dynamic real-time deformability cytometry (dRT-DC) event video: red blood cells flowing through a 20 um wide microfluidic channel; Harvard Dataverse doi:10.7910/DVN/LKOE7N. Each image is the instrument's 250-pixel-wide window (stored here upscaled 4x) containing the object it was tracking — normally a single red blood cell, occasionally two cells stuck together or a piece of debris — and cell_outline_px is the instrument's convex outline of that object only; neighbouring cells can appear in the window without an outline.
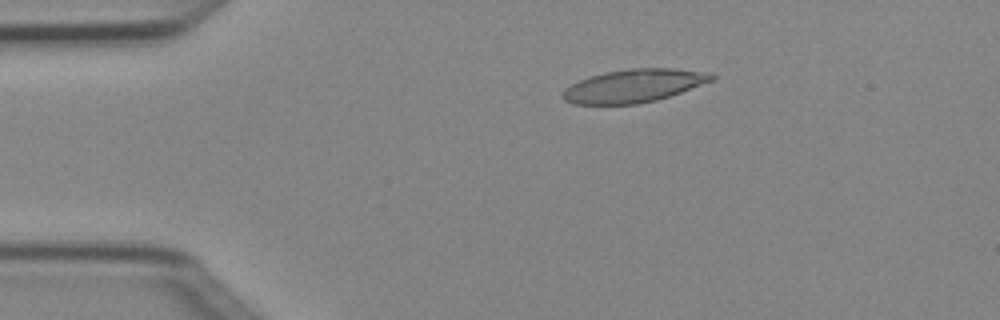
{"species": "Egyptian fruit bat (a non-hibernating species)", "species_latin": "Rousettus aegyptiacus", "temperature_condition": "cold", "stored_images_in_passage": 5, "camera_frame_rate_fps": 3000, "um_per_image_px": 0.085, "animal": {"sex": "female"}, "frame": {"image": 1, "passage_image": 3, "time_ms": 0.667, "image_size_px": [1000, 320], "cell_outline_px": [[716, 80], [656, 100], [636, 104], [576, 104], [564, 100], [560, 96], [564, 88], [588, 76], [604, 72], [628, 68], [676, 68], [712, 72], [716, 76]], "centroid_in_image_um": [53.9, 7.27], "position_along_channel_um": 31.1, "area_um2": 29.02}}
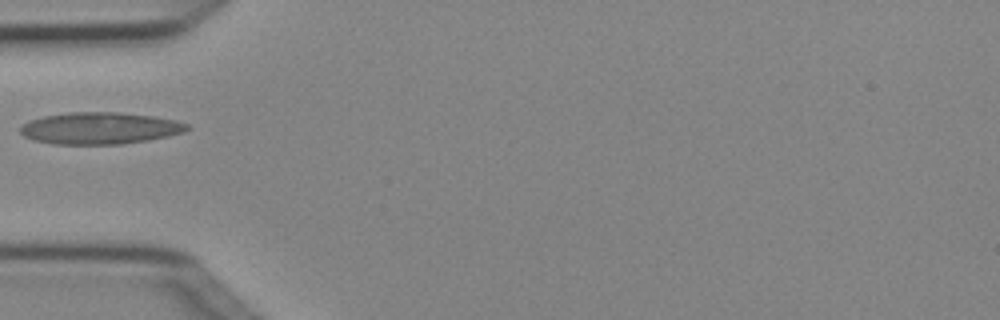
{"frame": {"image": 2, "passage_image": 5, "time_ms": 1.333, "image_size_px": [1000, 320], "cell_outline_px": [[188, 128], [184, 132], [168, 136], [148, 140], [120, 144], [52, 144], [32, 140], [24, 136], [20, 132], [20, 128], [28, 120], [44, 116], [68, 112], [116, 112], [152, 116], [172, 120], [188, 124]], "centroid_in_image_um": [8.44, 10.9], "position_along_channel_um": 76.6, "area_um2": 30.81}}